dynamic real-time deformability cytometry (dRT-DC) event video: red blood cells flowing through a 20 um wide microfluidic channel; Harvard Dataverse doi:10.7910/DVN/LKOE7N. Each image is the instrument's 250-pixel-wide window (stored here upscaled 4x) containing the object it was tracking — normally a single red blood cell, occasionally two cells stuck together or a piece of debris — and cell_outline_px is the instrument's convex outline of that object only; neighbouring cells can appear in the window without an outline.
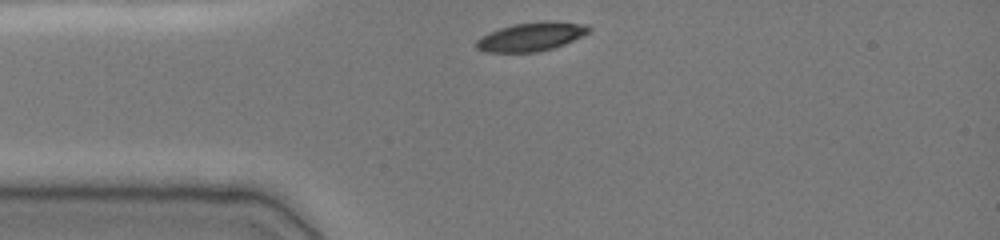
{"species": "common noctule bat (a hibernating species)", "species_latin": "Nyctalus noctula", "temperature_condition": "cold", "stored_images_in_passage": 31, "camera_frame_rate_fps": 3000, "um_per_image_px": 0.085, "animal": {"sex": "female", "body_mass_g": 19.0, "forearm_length_mm": 51.5}, "frame": {"image": 1, "passage_image": 1, "time_ms": 0.0, "image_size_px": [1000, 240], "cell_outline_px": [[592, 28], [588, 32], [564, 44], [552, 48], [536, 52], [484, 52], [476, 48], [476, 40], [480, 36], [488, 32], [512, 24], [544, 20], [588, 24]], "centroid_in_image_um": [45.12, 3.1], "position_along_channel_um": 39.9, "area_um2": 18.9}}
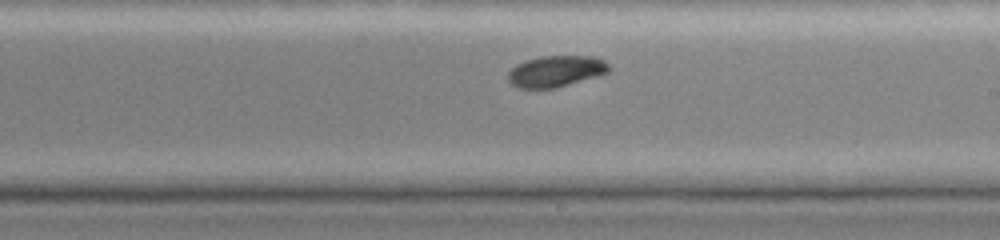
{"frame": {"image": 2, "passage_image": 18, "time_ms": 5.667, "image_size_px": [1000, 240], "cell_outline_px": [[612, 68], [608, 72], [600, 76], [556, 88], [516, 88], [508, 80], [508, 72], [516, 64], [524, 60], [540, 56], [592, 56], [604, 60]], "centroid_in_image_um": [47.27, 6.06], "position_along_channel_um": 241.7, "area_um2": 18.67}}
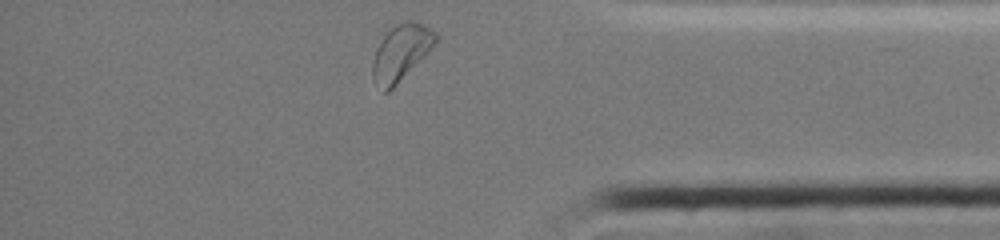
{"frame": {"image": 3, "passage_image": 31, "time_ms": 10.0, "image_size_px": [1000, 240], "cell_outline_px": [[440, 36], [436, 44], [388, 92], [384, 92], [372, 80], [372, 60], [376, 48], [380, 40], [396, 24], [408, 20], [412, 20], [424, 24], [432, 28]], "centroid_in_image_um": [34.09, 4.44], "position_along_channel_um": 401.1, "area_um2": 20.58}, "authors_computed_cell_mechanics": {"area_um2": 19.0162, "velocity_mm_per_s": 3.8712, "shape_relaxation_time_tau1_ms": 2.3764, "shape_relaxation_time_tau2_ms": null, "deformation_change_tau1": 0.0952, "deformation_change_tau2": null}}